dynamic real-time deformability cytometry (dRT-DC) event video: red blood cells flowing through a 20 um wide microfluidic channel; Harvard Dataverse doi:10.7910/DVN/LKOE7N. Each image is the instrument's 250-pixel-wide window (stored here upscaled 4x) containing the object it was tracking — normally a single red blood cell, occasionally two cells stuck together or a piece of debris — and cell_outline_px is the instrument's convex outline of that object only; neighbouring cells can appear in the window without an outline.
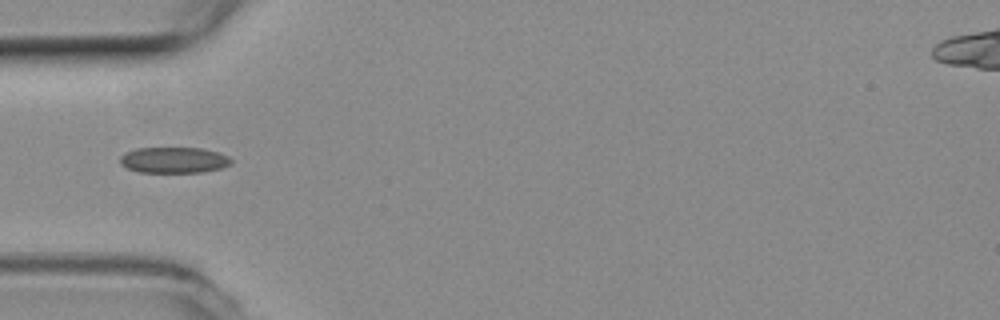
{"species": "common noctule bat (a hibernating species)", "species_latin": "Nyctalus noctula", "temperature_condition": "room temperature", "stored_images_in_passage": 38, "camera_frame_rate_fps": 3000, "um_per_image_px": 0.085, "animal": {"sex": "female", "body_mass_g": 19.3, "forearm_length_mm": 54.1}, "frame": {"image": 1, "passage_image": 1, "time_ms": 0.0, "image_size_px": [1000, 320], "cell_outline_px": [[232, 164], [220, 168], [204, 172], [140, 172], [128, 168], [120, 164], [120, 156], [124, 152], [136, 148], [204, 148], [228, 156], [232, 160]], "centroid_in_image_um": [14.77, 13.6], "position_along_channel_um": 70.2, "area_um2": 16.82}}
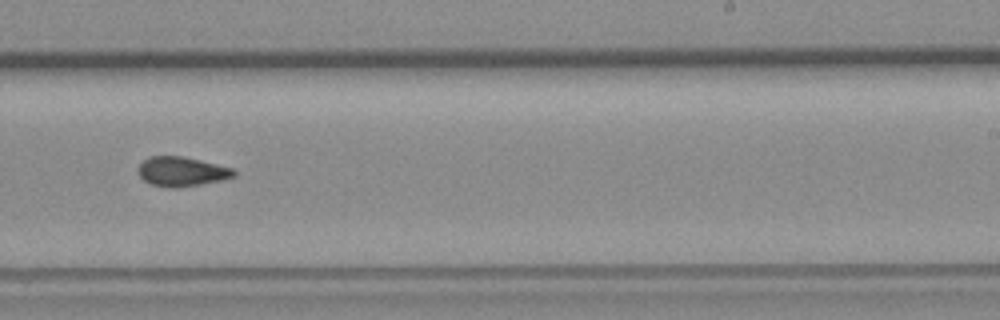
{"frame": {"image": 2, "passage_image": 17, "time_ms": 5.333, "image_size_px": [1000, 320], "cell_outline_px": [[236, 176], [224, 180], [176, 188], [168, 188], [152, 184], [144, 180], [140, 176], [136, 168], [144, 160], [152, 156], [180, 156], [200, 160], [232, 168], [236, 172]], "centroid_in_image_um": [15.45, 14.59], "position_along_channel_um": 273.6, "area_um2": 16.42}}
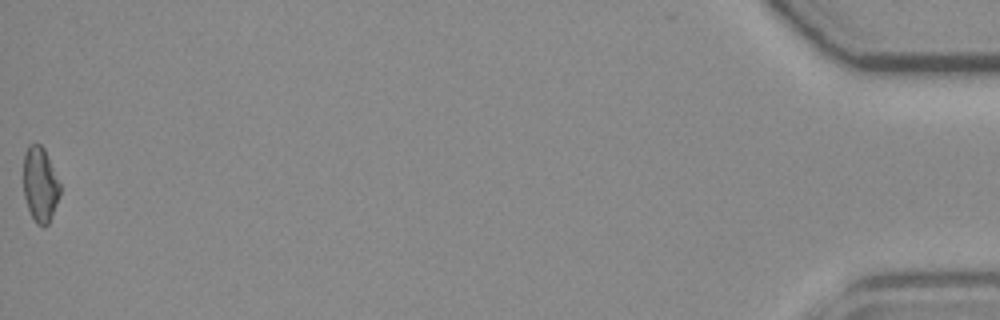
{"frame": {"image": 3, "passage_image": 38, "time_ms": 12.333, "image_size_px": [1000, 320], "cell_outline_px": [[60, 196], [52, 216], [48, 224], [44, 228], [36, 224], [28, 208], [24, 196], [24, 152], [28, 144], [40, 144], [44, 148], [60, 184]], "centroid_in_image_um": [3.41, 15.7], "position_along_channel_um": 431.8, "area_um2": 16.01}}